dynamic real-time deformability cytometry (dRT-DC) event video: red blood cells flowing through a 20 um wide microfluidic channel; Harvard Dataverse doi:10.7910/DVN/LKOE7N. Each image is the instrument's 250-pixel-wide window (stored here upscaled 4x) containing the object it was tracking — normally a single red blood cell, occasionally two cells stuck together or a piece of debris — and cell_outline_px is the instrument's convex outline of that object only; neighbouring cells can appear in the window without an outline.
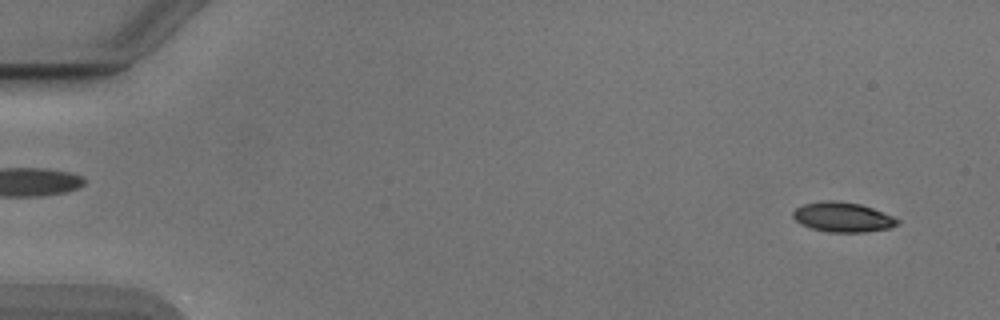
{"species": "Egyptian fruit bat (a non-hibernating species)", "species_latin": "Rousettus aegyptiacus", "temperature_condition": "cold", "stored_images_in_passage": 53, "camera_frame_rate_fps": 3000, "um_per_image_px": 0.085, "animal": {"sex": "male"}, "frame": {"image": 1, "passage_image": 4, "time_ms": 1.0, "image_size_px": [1000, 320], "cell_outline_px": [[900, 224], [888, 228], [864, 232], [828, 232], [812, 228], [800, 224], [792, 216], [792, 212], [796, 208], [804, 204], [820, 200], [840, 200], [860, 204], [872, 208], [892, 216], [900, 220]], "centroid_in_image_um": [71.61, 18.44], "position_along_channel_um": 13.4, "area_um2": 18.21}}
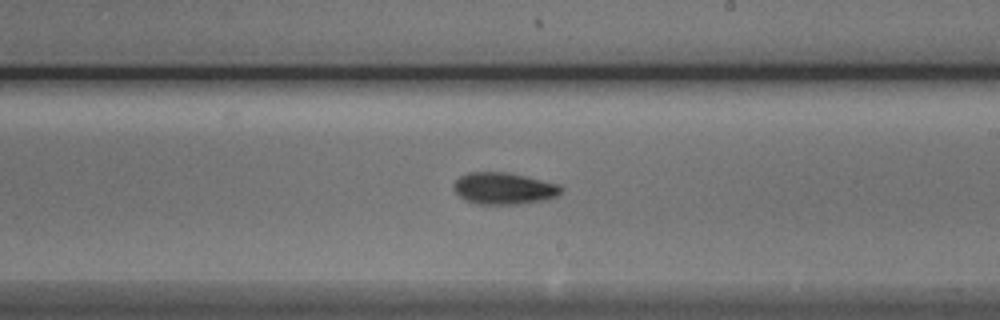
{"frame": {"image": 2, "passage_image": 32, "time_ms": 10.333, "image_size_px": [1000, 320], "cell_outline_px": [[564, 188], [556, 196], [544, 200], [520, 204], [476, 204], [464, 200], [452, 188], [452, 184], [460, 176], [468, 172], [508, 172], [560, 184]], "centroid_in_image_um": [42.81, 16.01], "position_along_channel_um": 246.2, "area_um2": 20.06}}
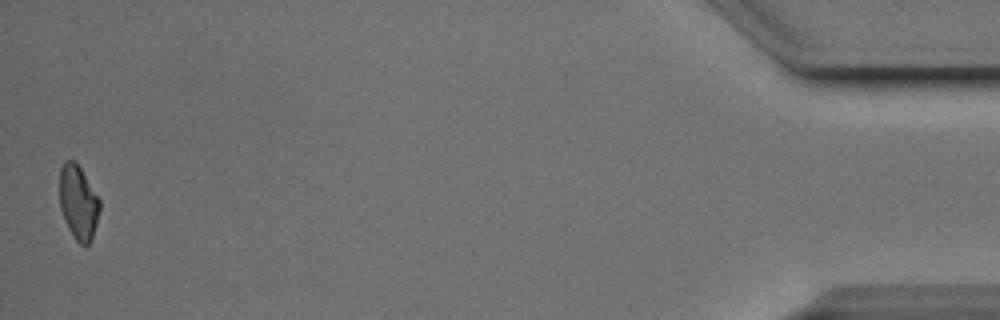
{"frame": {"image": 3, "passage_image": 53, "time_ms": 17.333, "image_size_px": [1000, 320], "cell_outline_px": [[100, 208], [96, 224], [92, 236], [88, 244], [84, 248], [76, 240], [68, 228], [60, 208], [60, 168], [64, 160], [72, 160], [80, 168], [100, 200]], "centroid_in_image_um": [6.65, 17.22], "position_along_channel_um": 428.6, "area_um2": 17.11}, "authors_computed_cell_mechanics": {"area_um2": 18.5538, "velocity_mm_per_s": 3.8967, "shape_relaxation_time_tau1_ms": 2.6779, "shape_relaxation_time_tau2_ms": null, "deformation_change_tau1": 0.1328, "deformation_change_tau2": null}}